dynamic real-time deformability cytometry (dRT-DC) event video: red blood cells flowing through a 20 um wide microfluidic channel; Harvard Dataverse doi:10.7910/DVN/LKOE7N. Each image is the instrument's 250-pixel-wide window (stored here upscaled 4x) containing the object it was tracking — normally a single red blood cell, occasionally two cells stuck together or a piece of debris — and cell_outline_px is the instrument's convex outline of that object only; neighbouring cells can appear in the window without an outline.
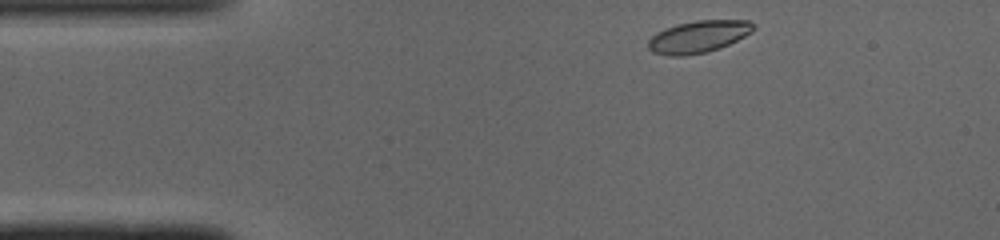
{"species": "common noctule bat (a hibernating species)", "species_latin": "Nyctalus noctula", "temperature_condition": "cold", "stored_images_in_passage": 42, "camera_frame_rate_fps": 3000, "um_per_image_px": 0.085, "animal": {"sex": "male", "body_mass_g": 19.0, "forearm_length_mm": 50.8}, "frame": {"image": 1, "passage_image": 1, "time_ms": 0.0, "image_size_px": [1000, 240], "cell_outline_px": [[756, 28], [752, 32], [720, 48], [708, 52], [684, 56], [668, 56], [652, 52], [648, 48], [648, 40], [656, 32], [664, 28], [676, 24], [696, 20], [748, 20], [756, 24]], "centroid_in_image_um": [59.36, 3.11], "position_along_channel_um": 25.6, "area_um2": 19.94}}
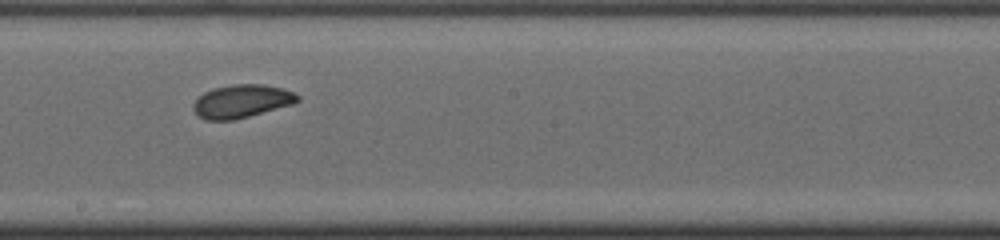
{"frame": {"image": 2, "passage_image": 20, "time_ms": 6.333, "image_size_px": [1000, 240], "cell_outline_px": [[300, 100], [292, 104], [236, 120], [204, 120], [196, 116], [192, 108], [192, 104], [204, 92], [212, 88], [232, 84], [264, 84], [284, 88], [296, 92], [300, 96]], "centroid_in_image_um": [20.54, 8.6], "position_along_channel_um": 227.7, "area_um2": 20.52}}
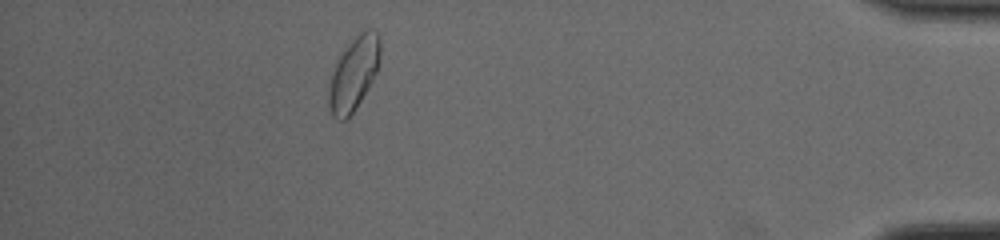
{"frame": {"image": 3, "passage_image": 37, "time_ms": 12.0, "image_size_px": [1000, 240], "cell_outline_px": [[380, 64], [372, 80], [356, 108], [344, 120], [336, 120], [332, 116], [328, 108], [328, 88], [332, 72], [340, 56], [352, 40], [360, 32], [368, 28], [372, 28], [380, 36]], "centroid_in_image_um": [30.07, 6.26], "position_along_channel_um": 405.1, "area_um2": 21.85}, "authors_computed_cell_mechanics": {"area_um2": 20.2589, "velocity_mm_per_s": 4.0735, "shape_relaxation_time_tau1_ms": 2.3572, "shape_relaxation_time_tau2_ms": 1.7617, "deformation_change_tau1": 0.099, "deformation_change_tau2": 0.0392}}